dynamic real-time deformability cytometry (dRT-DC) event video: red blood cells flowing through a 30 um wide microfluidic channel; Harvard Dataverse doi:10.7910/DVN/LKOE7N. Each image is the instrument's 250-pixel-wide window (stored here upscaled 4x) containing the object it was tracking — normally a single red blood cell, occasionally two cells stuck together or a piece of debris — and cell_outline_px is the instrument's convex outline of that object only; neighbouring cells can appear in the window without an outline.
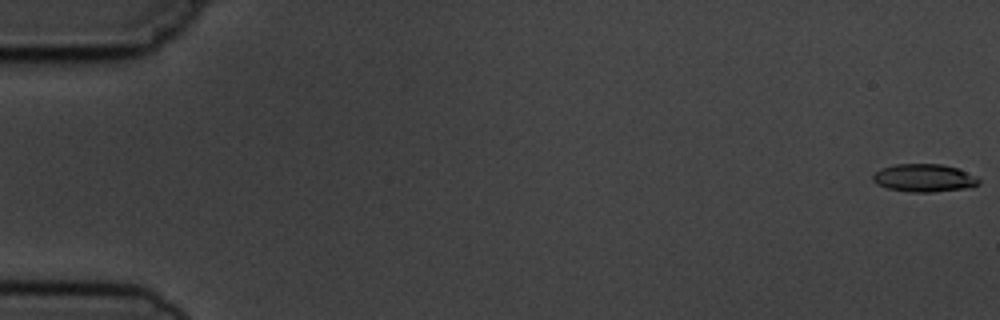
{"species": "common noctule bat (a hibernating species)", "species_latin": "Nyctalus noctula", "temperature_condition": "cold", "stored_images_in_passage": 6, "camera_frame_rate_fps": 3000, "um_per_image_px": 0.085, "animal": {"sex": "male", "body_mass_g": 19.5, "forearm_length_mm": 54.6}, "frame": {"image": 1, "passage_image": 1, "time_ms": 0.0, "image_size_px": [1000, 320], "cell_outline_px": [[980, 184], [972, 188], [932, 192], [908, 192], [888, 188], [876, 184], [872, 180], [872, 176], [880, 168], [896, 164], [940, 164], [956, 168], [976, 176], [980, 180]], "centroid_in_image_um": [78.56, 15.14], "position_along_channel_um": 6.4, "area_um2": 17.34}}
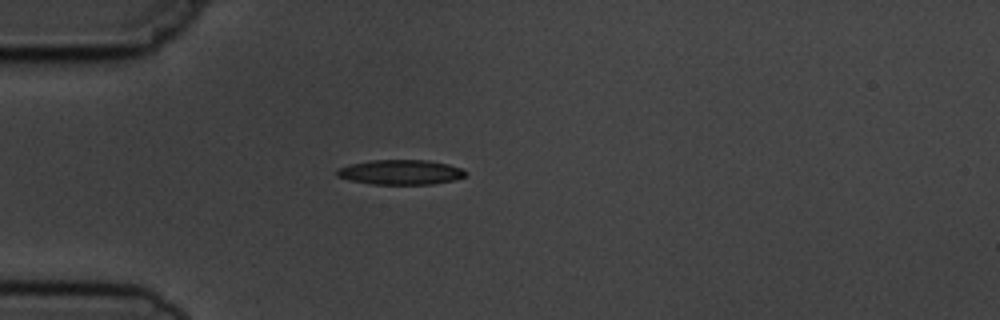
{"frame": {"image": 2, "passage_image": 5, "time_ms": 5.0, "image_size_px": [1000, 320], "cell_outline_px": [[468, 172], [464, 176], [452, 180], [432, 184], [372, 184], [352, 180], [336, 176], [336, 172], [340, 168], [348, 164], [372, 160], [428, 160], [448, 164], [460, 168]], "centroid_in_image_um": [34.04, 14.63], "position_along_channel_um": 51.0, "area_um2": 18.44}}